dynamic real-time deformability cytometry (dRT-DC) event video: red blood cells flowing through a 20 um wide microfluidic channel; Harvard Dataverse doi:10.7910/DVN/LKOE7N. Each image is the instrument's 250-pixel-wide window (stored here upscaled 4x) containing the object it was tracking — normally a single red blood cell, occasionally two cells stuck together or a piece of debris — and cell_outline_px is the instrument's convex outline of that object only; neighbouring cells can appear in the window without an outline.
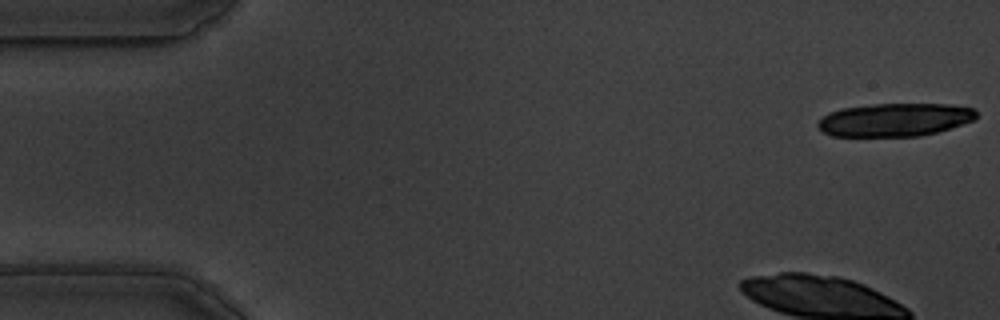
{"species": "common noctule bat (a hibernating species)", "species_latin": "Nyctalus noctula", "temperature_condition": "warm", "stored_images_in_passage": 17, "camera_frame_rate_fps": 3000, "um_per_image_px": 0.085, "animal": {"sex": "male", "body_mass_g": 19.5, "forearm_length_mm": 54.6}, "frame": {"image": 1, "passage_image": 1, "time_ms": 0.0, "image_size_px": [1000, 320], "cell_outline_px": [[976, 120], [936, 132], [920, 136], [832, 136], [824, 132], [816, 124], [828, 112], [840, 108], [872, 104], [952, 104], [972, 108], [976, 112]], "centroid_in_image_um": [76.05, 10.17], "position_along_channel_um": 8.9, "area_um2": 30.63}}